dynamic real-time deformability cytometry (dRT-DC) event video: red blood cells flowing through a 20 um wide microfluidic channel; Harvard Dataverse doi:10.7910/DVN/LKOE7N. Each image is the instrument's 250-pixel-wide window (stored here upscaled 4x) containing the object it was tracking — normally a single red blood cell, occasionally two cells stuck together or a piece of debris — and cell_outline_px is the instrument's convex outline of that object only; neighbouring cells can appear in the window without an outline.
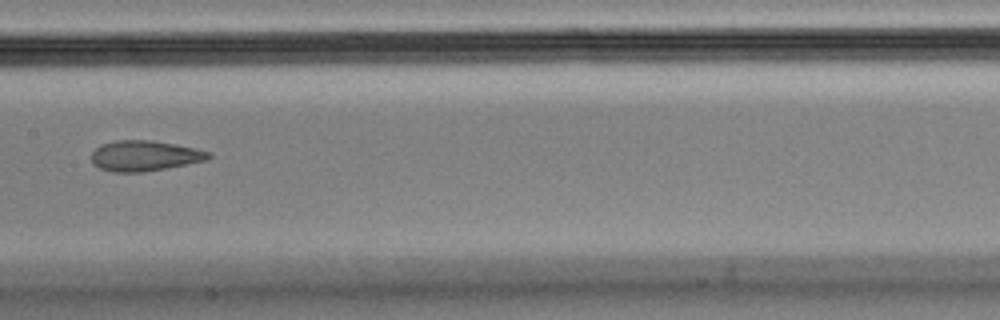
{"species": "Egyptian fruit bat (a non-hibernating species)", "species_latin": "Rousettus aegyptiacus", "temperature_condition": "cold", "stored_images_in_passage": 10, "camera_frame_rate_fps": 3000, "um_per_image_px": 0.085, "animal": {"sex": "male"}, "frame": {"image": 1, "passage_image": 7, "time_ms": 2.0, "image_size_px": [1000, 320], "cell_outline_px": [[212, 156], [204, 160], [144, 172], [112, 172], [100, 168], [92, 160], [92, 152], [100, 144], [116, 140], [152, 140], [176, 144], [196, 148], [212, 152]], "centroid_in_image_um": [12.29, 13.22], "position_along_channel_um": 195.1, "area_um2": 20.63}}
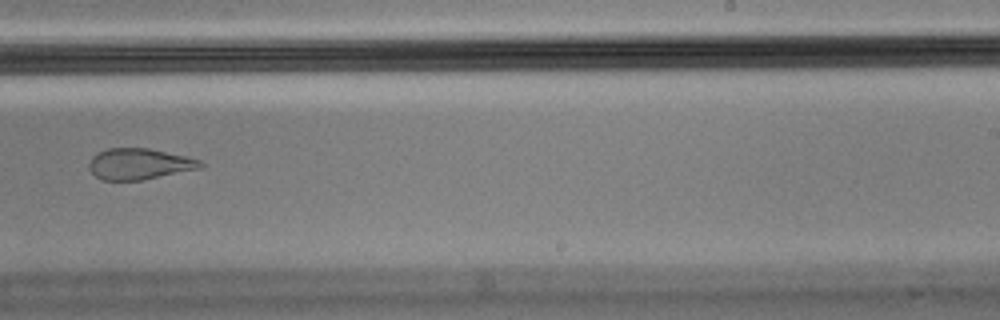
{"frame": {"image": 2, "passage_image": 9, "time_ms": 2.667, "image_size_px": [1000, 320], "cell_outline_px": [[204, 164], [200, 168], [140, 180], [104, 180], [96, 176], [88, 168], [88, 164], [92, 156], [96, 152], [108, 148], [148, 148], [184, 156], [200, 160]], "centroid_in_image_um": [11.78, 13.92], "position_along_channel_um": 277.2, "area_um2": 19.94}}